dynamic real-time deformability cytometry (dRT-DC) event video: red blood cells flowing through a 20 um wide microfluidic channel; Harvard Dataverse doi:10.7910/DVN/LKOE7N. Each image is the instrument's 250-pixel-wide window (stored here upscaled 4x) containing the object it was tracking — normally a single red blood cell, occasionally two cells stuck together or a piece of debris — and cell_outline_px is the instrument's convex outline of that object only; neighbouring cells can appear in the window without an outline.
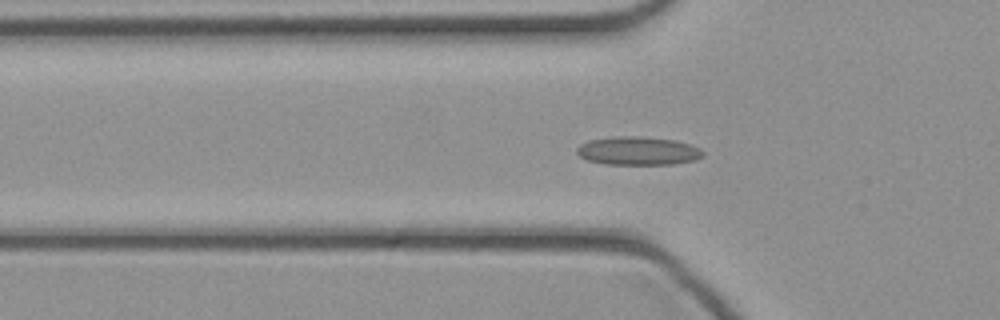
{"species": "common noctule bat (a hibernating species)", "species_latin": "Nyctalus noctula", "temperature_condition": "cold", "stored_images_in_passage": 34, "camera_frame_rate_fps": 3000, "um_per_image_px": 0.085, "animal": {"sex": "female", "body_mass_g": 21.9}, "frame": {"image": 1, "passage_image": 2, "time_ms": 0.333, "image_size_px": [1000, 320], "cell_outline_px": [[704, 156], [696, 160], [672, 164], [604, 164], [588, 160], [580, 156], [576, 152], [576, 148], [580, 144], [588, 140], [612, 136], [636, 136], [676, 140], [700, 148], [704, 152]], "centroid_in_image_um": [54.22, 12.82], "position_along_channel_um": 71.6, "area_um2": 20.98}}
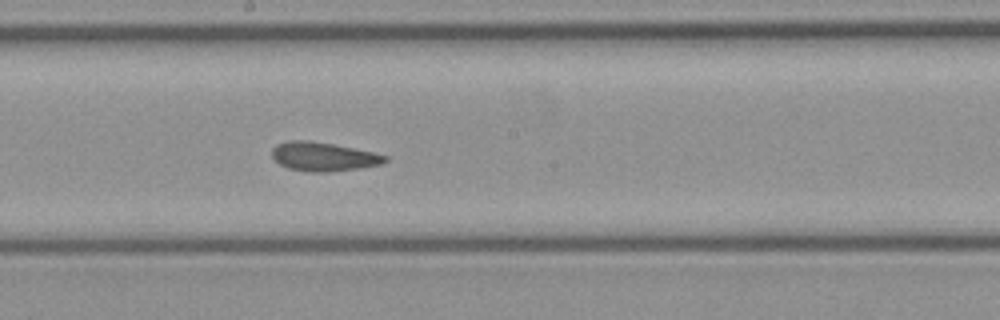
{"frame": {"image": 2, "passage_image": 12, "time_ms": 3.667, "image_size_px": [1000, 320], "cell_outline_px": [[388, 160], [380, 164], [360, 168], [328, 172], [308, 172], [288, 168], [280, 164], [272, 156], [272, 148], [276, 144], [288, 140], [308, 140], [332, 144], [372, 152], [388, 156]], "centroid_in_image_um": [27.46, 13.31], "position_along_channel_um": 220.7, "area_um2": 18.96}}
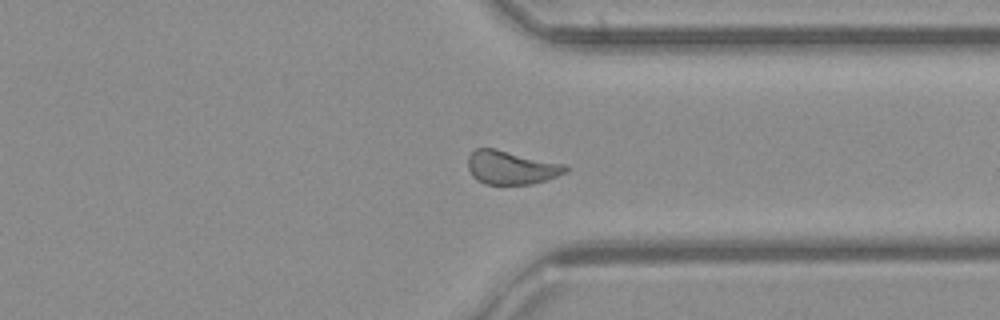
{"frame": {"image": 3, "passage_image": 22, "time_ms": 7.0, "image_size_px": [1000, 320], "cell_outline_px": [[572, 168], [568, 172], [548, 180], [532, 184], [484, 184], [476, 180], [472, 176], [468, 168], [468, 156], [476, 148], [496, 148], [568, 164]], "centroid_in_image_um": [43.53, 14.23], "position_along_channel_um": 367.9, "area_um2": 19.71}}